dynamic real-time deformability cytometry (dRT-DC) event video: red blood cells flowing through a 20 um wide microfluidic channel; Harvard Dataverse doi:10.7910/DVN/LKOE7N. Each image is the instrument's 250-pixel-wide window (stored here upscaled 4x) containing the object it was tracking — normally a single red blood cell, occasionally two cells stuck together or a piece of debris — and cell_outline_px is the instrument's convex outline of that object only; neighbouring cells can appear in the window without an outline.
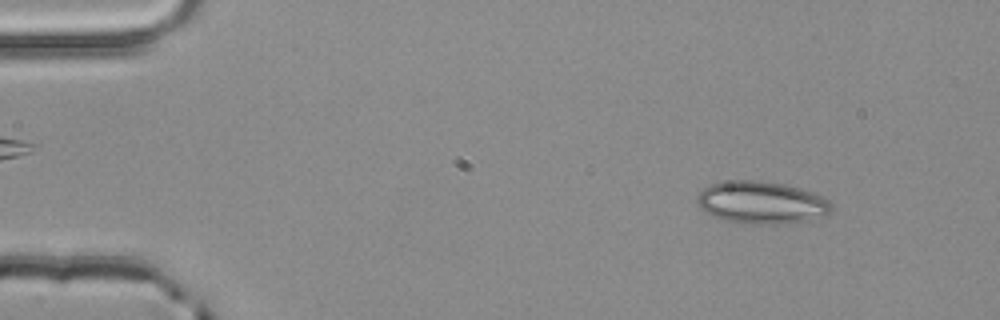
{"species": "common noctule bat (a hibernating species)", "species_latin": "Nyctalus noctula", "temperature_condition": "room temperature", "stored_images_in_passage": 3, "camera_frame_rate_fps": 3000, "um_per_image_px": 0.085, "animal": {"sex": "male", "body_mass_g": 20.4}, "frame": {"image": 1, "passage_image": 1, "time_ms": 0.0, "image_size_px": [1000, 320], "cell_outline_px": [[832, 212], [828, 216], [808, 220], [784, 224], [744, 224], [724, 220], [712, 216], [704, 212], [700, 208], [696, 200], [696, 196], [708, 184], [728, 180], [756, 180], [784, 184], [820, 196], [828, 200], [832, 204]], "centroid_in_image_um": [64.69, 17.23], "position_along_channel_um": 20.3, "area_um2": 33.52}}
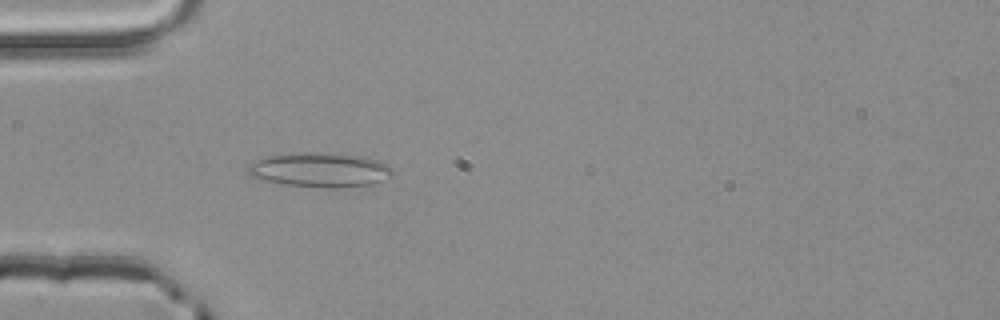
{"frame": {"image": 2, "passage_image": 3, "time_ms": 0.667, "image_size_px": [1000, 320], "cell_outline_px": [[392, 180], [372, 184], [288, 184], [264, 180], [252, 176], [248, 172], [248, 164], [256, 160], [268, 156], [316, 152], [364, 156], [388, 164], [392, 168]], "centroid_in_image_um": [27.25, 14.38], "position_along_channel_um": 57.7, "area_um2": 27.57}}